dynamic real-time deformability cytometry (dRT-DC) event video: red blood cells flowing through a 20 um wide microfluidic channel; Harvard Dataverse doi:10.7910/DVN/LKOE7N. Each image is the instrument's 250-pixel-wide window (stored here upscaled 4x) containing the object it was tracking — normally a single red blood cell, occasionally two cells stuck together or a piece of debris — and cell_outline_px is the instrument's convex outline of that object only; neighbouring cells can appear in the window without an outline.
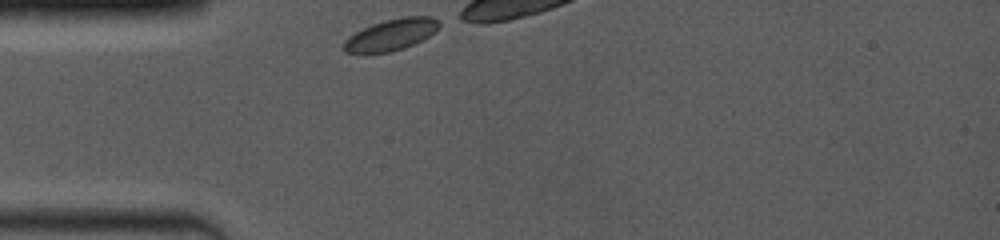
{"species": "common noctule bat (a hibernating species)", "species_latin": "Nyctalus noctula", "temperature_condition": "room temperature", "stored_images_in_passage": 35, "camera_frame_rate_fps": 4000, "um_per_image_px": 0.085, "animal": {"sex": "female", "body_mass_g": 19.0, "forearm_length_mm": 53.3}, "frame": {"image": 1, "passage_image": 1, "time_ms": 0.0, "image_size_px": [1000, 240], "cell_outline_px": [[440, 24], [436, 32], [404, 48], [392, 52], [344, 52], [344, 40], [356, 32], [372, 24], [384, 20], [404, 16], [432, 16]], "centroid_in_image_um": [33.27, 2.93], "position_along_channel_um": 51.7, "area_um2": 17.17}}
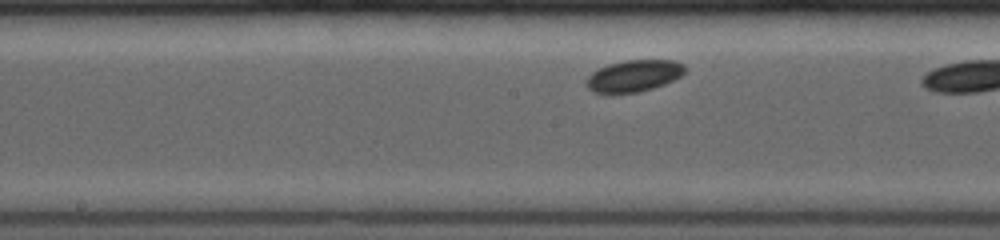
{"frame": {"image": 2, "passage_image": 16, "time_ms": 4.0, "image_size_px": [1000, 240], "cell_outline_px": [[688, 68], [680, 76], [664, 84], [652, 88], [636, 92], [612, 96], [608, 96], [592, 92], [584, 84], [584, 80], [592, 72], [608, 64], [624, 60], [676, 60], [684, 64]], "centroid_in_image_um": [53.81, 6.48], "position_along_channel_um": 194.4, "area_um2": 18.84}}
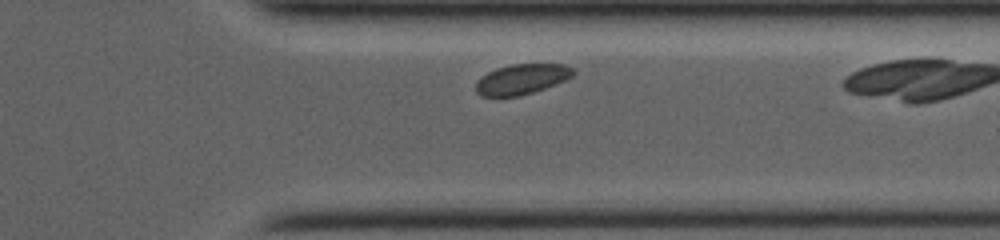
{"frame": {"image": 3, "passage_image": 32, "time_ms": 8.5, "image_size_px": [1000, 240], "cell_outline_px": [[576, 72], [568, 80], [520, 96], [480, 96], [476, 92], [476, 84], [488, 72], [496, 68], [512, 64], [564, 64], [572, 68]], "centroid_in_image_um": [44.39, 6.73], "position_along_channel_um": 367.0, "area_um2": 17.05}}